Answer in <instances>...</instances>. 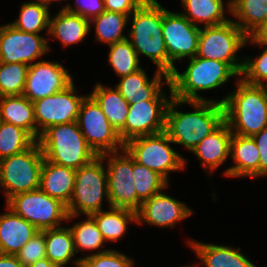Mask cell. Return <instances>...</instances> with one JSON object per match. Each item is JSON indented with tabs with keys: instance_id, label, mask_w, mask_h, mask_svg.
Segmentation results:
<instances>
[{
	"instance_id": "obj_41",
	"label": "cell",
	"mask_w": 267,
	"mask_h": 267,
	"mask_svg": "<svg viewBox=\"0 0 267 267\" xmlns=\"http://www.w3.org/2000/svg\"><path fill=\"white\" fill-rule=\"evenodd\" d=\"M24 267L46 257L44 230L38 231L16 254Z\"/></svg>"
},
{
	"instance_id": "obj_30",
	"label": "cell",
	"mask_w": 267,
	"mask_h": 267,
	"mask_svg": "<svg viewBox=\"0 0 267 267\" xmlns=\"http://www.w3.org/2000/svg\"><path fill=\"white\" fill-rule=\"evenodd\" d=\"M105 241L115 242L127 231L128 223H136V212L125 208L109 207L91 215Z\"/></svg>"
},
{
	"instance_id": "obj_39",
	"label": "cell",
	"mask_w": 267,
	"mask_h": 267,
	"mask_svg": "<svg viewBox=\"0 0 267 267\" xmlns=\"http://www.w3.org/2000/svg\"><path fill=\"white\" fill-rule=\"evenodd\" d=\"M81 267H133L134 261L114 249H102L91 255L80 257Z\"/></svg>"
},
{
	"instance_id": "obj_32",
	"label": "cell",
	"mask_w": 267,
	"mask_h": 267,
	"mask_svg": "<svg viewBox=\"0 0 267 267\" xmlns=\"http://www.w3.org/2000/svg\"><path fill=\"white\" fill-rule=\"evenodd\" d=\"M129 15L119 12L104 11L90 23L94 22L96 41L107 45L127 39L123 31L128 23Z\"/></svg>"
},
{
	"instance_id": "obj_48",
	"label": "cell",
	"mask_w": 267,
	"mask_h": 267,
	"mask_svg": "<svg viewBox=\"0 0 267 267\" xmlns=\"http://www.w3.org/2000/svg\"><path fill=\"white\" fill-rule=\"evenodd\" d=\"M54 1H63V0H36V2H39V3H41V4H44V5L47 6L48 8H50L49 5H50L52 2H54Z\"/></svg>"
},
{
	"instance_id": "obj_6",
	"label": "cell",
	"mask_w": 267,
	"mask_h": 267,
	"mask_svg": "<svg viewBox=\"0 0 267 267\" xmlns=\"http://www.w3.org/2000/svg\"><path fill=\"white\" fill-rule=\"evenodd\" d=\"M103 198L110 207L107 170L103 165V158L98 156L76 170L73 195L66 206L68 214L66 221H71L82 214L91 216L98 213L102 210Z\"/></svg>"
},
{
	"instance_id": "obj_18",
	"label": "cell",
	"mask_w": 267,
	"mask_h": 267,
	"mask_svg": "<svg viewBox=\"0 0 267 267\" xmlns=\"http://www.w3.org/2000/svg\"><path fill=\"white\" fill-rule=\"evenodd\" d=\"M192 209L185 203L159 192L141 203L136 212L138 224L147 223L157 227H174L181 220L191 216Z\"/></svg>"
},
{
	"instance_id": "obj_4",
	"label": "cell",
	"mask_w": 267,
	"mask_h": 267,
	"mask_svg": "<svg viewBox=\"0 0 267 267\" xmlns=\"http://www.w3.org/2000/svg\"><path fill=\"white\" fill-rule=\"evenodd\" d=\"M187 69L180 73L177 69L169 76L172 97L184 101H213L198 94L212 90L229 81L230 77L240 76L228 63L194 56L189 59Z\"/></svg>"
},
{
	"instance_id": "obj_42",
	"label": "cell",
	"mask_w": 267,
	"mask_h": 267,
	"mask_svg": "<svg viewBox=\"0 0 267 267\" xmlns=\"http://www.w3.org/2000/svg\"><path fill=\"white\" fill-rule=\"evenodd\" d=\"M75 5L76 8L67 3L60 9L78 14L88 21L105 11L104 0H76Z\"/></svg>"
},
{
	"instance_id": "obj_3",
	"label": "cell",
	"mask_w": 267,
	"mask_h": 267,
	"mask_svg": "<svg viewBox=\"0 0 267 267\" xmlns=\"http://www.w3.org/2000/svg\"><path fill=\"white\" fill-rule=\"evenodd\" d=\"M128 21L132 27L127 39L138 57L142 54L150 58L158 71L168 75V54L162 33L163 7L156 0H146Z\"/></svg>"
},
{
	"instance_id": "obj_33",
	"label": "cell",
	"mask_w": 267,
	"mask_h": 267,
	"mask_svg": "<svg viewBox=\"0 0 267 267\" xmlns=\"http://www.w3.org/2000/svg\"><path fill=\"white\" fill-rule=\"evenodd\" d=\"M20 15L15 22H11L16 29L25 33L39 34L45 28L49 34V8L36 1L24 2L20 7Z\"/></svg>"
},
{
	"instance_id": "obj_14",
	"label": "cell",
	"mask_w": 267,
	"mask_h": 267,
	"mask_svg": "<svg viewBox=\"0 0 267 267\" xmlns=\"http://www.w3.org/2000/svg\"><path fill=\"white\" fill-rule=\"evenodd\" d=\"M200 28L181 13L163 7L162 33L168 54V76L176 69L174 62L196 56Z\"/></svg>"
},
{
	"instance_id": "obj_26",
	"label": "cell",
	"mask_w": 267,
	"mask_h": 267,
	"mask_svg": "<svg viewBox=\"0 0 267 267\" xmlns=\"http://www.w3.org/2000/svg\"><path fill=\"white\" fill-rule=\"evenodd\" d=\"M0 118L26 130L36 140L34 104L24 95L0 97Z\"/></svg>"
},
{
	"instance_id": "obj_35",
	"label": "cell",
	"mask_w": 267,
	"mask_h": 267,
	"mask_svg": "<svg viewBox=\"0 0 267 267\" xmlns=\"http://www.w3.org/2000/svg\"><path fill=\"white\" fill-rule=\"evenodd\" d=\"M35 142L26 130L3 121L0 124V160L22 153Z\"/></svg>"
},
{
	"instance_id": "obj_37",
	"label": "cell",
	"mask_w": 267,
	"mask_h": 267,
	"mask_svg": "<svg viewBox=\"0 0 267 267\" xmlns=\"http://www.w3.org/2000/svg\"><path fill=\"white\" fill-rule=\"evenodd\" d=\"M29 65L0 62V97L23 95Z\"/></svg>"
},
{
	"instance_id": "obj_11",
	"label": "cell",
	"mask_w": 267,
	"mask_h": 267,
	"mask_svg": "<svg viewBox=\"0 0 267 267\" xmlns=\"http://www.w3.org/2000/svg\"><path fill=\"white\" fill-rule=\"evenodd\" d=\"M76 122L86 142L98 156L124 148L119 133L90 95L82 101Z\"/></svg>"
},
{
	"instance_id": "obj_36",
	"label": "cell",
	"mask_w": 267,
	"mask_h": 267,
	"mask_svg": "<svg viewBox=\"0 0 267 267\" xmlns=\"http://www.w3.org/2000/svg\"><path fill=\"white\" fill-rule=\"evenodd\" d=\"M108 63L119 78L141 69L139 57L128 39L109 45Z\"/></svg>"
},
{
	"instance_id": "obj_47",
	"label": "cell",
	"mask_w": 267,
	"mask_h": 267,
	"mask_svg": "<svg viewBox=\"0 0 267 267\" xmlns=\"http://www.w3.org/2000/svg\"><path fill=\"white\" fill-rule=\"evenodd\" d=\"M28 267H60L58 264L52 263L47 257L38 260L34 264L29 265Z\"/></svg>"
},
{
	"instance_id": "obj_17",
	"label": "cell",
	"mask_w": 267,
	"mask_h": 267,
	"mask_svg": "<svg viewBox=\"0 0 267 267\" xmlns=\"http://www.w3.org/2000/svg\"><path fill=\"white\" fill-rule=\"evenodd\" d=\"M73 81L60 62L35 61L29 65L23 95L34 102L65 89Z\"/></svg>"
},
{
	"instance_id": "obj_46",
	"label": "cell",
	"mask_w": 267,
	"mask_h": 267,
	"mask_svg": "<svg viewBox=\"0 0 267 267\" xmlns=\"http://www.w3.org/2000/svg\"><path fill=\"white\" fill-rule=\"evenodd\" d=\"M0 267H24L17 259L16 255H6L0 253Z\"/></svg>"
},
{
	"instance_id": "obj_27",
	"label": "cell",
	"mask_w": 267,
	"mask_h": 267,
	"mask_svg": "<svg viewBox=\"0 0 267 267\" xmlns=\"http://www.w3.org/2000/svg\"><path fill=\"white\" fill-rule=\"evenodd\" d=\"M89 95L100 106L115 130L119 132L125 126L129 102L123 98L116 87L112 89L101 83H97Z\"/></svg>"
},
{
	"instance_id": "obj_31",
	"label": "cell",
	"mask_w": 267,
	"mask_h": 267,
	"mask_svg": "<svg viewBox=\"0 0 267 267\" xmlns=\"http://www.w3.org/2000/svg\"><path fill=\"white\" fill-rule=\"evenodd\" d=\"M46 257L60 267L67 265L75 257L73 235L69 227L44 230Z\"/></svg>"
},
{
	"instance_id": "obj_45",
	"label": "cell",
	"mask_w": 267,
	"mask_h": 267,
	"mask_svg": "<svg viewBox=\"0 0 267 267\" xmlns=\"http://www.w3.org/2000/svg\"><path fill=\"white\" fill-rule=\"evenodd\" d=\"M246 42H251L255 45L267 46V19L247 38Z\"/></svg>"
},
{
	"instance_id": "obj_12",
	"label": "cell",
	"mask_w": 267,
	"mask_h": 267,
	"mask_svg": "<svg viewBox=\"0 0 267 267\" xmlns=\"http://www.w3.org/2000/svg\"><path fill=\"white\" fill-rule=\"evenodd\" d=\"M169 98L163 90L153 99L140 103H129V113L125 126L118 132L123 144L129 140L165 131L166 111L172 99V88Z\"/></svg>"
},
{
	"instance_id": "obj_44",
	"label": "cell",
	"mask_w": 267,
	"mask_h": 267,
	"mask_svg": "<svg viewBox=\"0 0 267 267\" xmlns=\"http://www.w3.org/2000/svg\"><path fill=\"white\" fill-rule=\"evenodd\" d=\"M252 137L260 153V177L267 176V126Z\"/></svg>"
},
{
	"instance_id": "obj_16",
	"label": "cell",
	"mask_w": 267,
	"mask_h": 267,
	"mask_svg": "<svg viewBox=\"0 0 267 267\" xmlns=\"http://www.w3.org/2000/svg\"><path fill=\"white\" fill-rule=\"evenodd\" d=\"M48 40L40 34L25 33L13 25L0 26V62L32 65L50 51Z\"/></svg>"
},
{
	"instance_id": "obj_13",
	"label": "cell",
	"mask_w": 267,
	"mask_h": 267,
	"mask_svg": "<svg viewBox=\"0 0 267 267\" xmlns=\"http://www.w3.org/2000/svg\"><path fill=\"white\" fill-rule=\"evenodd\" d=\"M100 156L103 161L108 160L106 170L110 207L125 208L137 212V191L132 173L133 157L125 148Z\"/></svg>"
},
{
	"instance_id": "obj_28",
	"label": "cell",
	"mask_w": 267,
	"mask_h": 267,
	"mask_svg": "<svg viewBox=\"0 0 267 267\" xmlns=\"http://www.w3.org/2000/svg\"><path fill=\"white\" fill-rule=\"evenodd\" d=\"M226 8L248 37L267 19V0H228Z\"/></svg>"
},
{
	"instance_id": "obj_43",
	"label": "cell",
	"mask_w": 267,
	"mask_h": 267,
	"mask_svg": "<svg viewBox=\"0 0 267 267\" xmlns=\"http://www.w3.org/2000/svg\"><path fill=\"white\" fill-rule=\"evenodd\" d=\"M146 0H104L105 11L131 15Z\"/></svg>"
},
{
	"instance_id": "obj_40",
	"label": "cell",
	"mask_w": 267,
	"mask_h": 267,
	"mask_svg": "<svg viewBox=\"0 0 267 267\" xmlns=\"http://www.w3.org/2000/svg\"><path fill=\"white\" fill-rule=\"evenodd\" d=\"M263 51L257 58H250L244 56V64L241 72V78L244 82L257 85L267 86V46H262ZM266 82V83H265Z\"/></svg>"
},
{
	"instance_id": "obj_21",
	"label": "cell",
	"mask_w": 267,
	"mask_h": 267,
	"mask_svg": "<svg viewBox=\"0 0 267 267\" xmlns=\"http://www.w3.org/2000/svg\"><path fill=\"white\" fill-rule=\"evenodd\" d=\"M169 83V76L156 69L155 75L150 80L143 68L127 76L121 77L116 88L129 103H140L153 100L163 89L162 80Z\"/></svg>"
},
{
	"instance_id": "obj_23",
	"label": "cell",
	"mask_w": 267,
	"mask_h": 267,
	"mask_svg": "<svg viewBox=\"0 0 267 267\" xmlns=\"http://www.w3.org/2000/svg\"><path fill=\"white\" fill-rule=\"evenodd\" d=\"M75 176V169L44 159L39 189L67 206L73 195Z\"/></svg>"
},
{
	"instance_id": "obj_38",
	"label": "cell",
	"mask_w": 267,
	"mask_h": 267,
	"mask_svg": "<svg viewBox=\"0 0 267 267\" xmlns=\"http://www.w3.org/2000/svg\"><path fill=\"white\" fill-rule=\"evenodd\" d=\"M86 220L76 222L73 227H69L74 242L75 252H82L86 250L100 249L106 241L104 240L101 232L94 218L90 215L86 216ZM82 250V251H81Z\"/></svg>"
},
{
	"instance_id": "obj_15",
	"label": "cell",
	"mask_w": 267,
	"mask_h": 267,
	"mask_svg": "<svg viewBox=\"0 0 267 267\" xmlns=\"http://www.w3.org/2000/svg\"><path fill=\"white\" fill-rule=\"evenodd\" d=\"M86 95H77L74 81L65 89L34 101L36 141L49 127L77 121L80 106Z\"/></svg>"
},
{
	"instance_id": "obj_24",
	"label": "cell",
	"mask_w": 267,
	"mask_h": 267,
	"mask_svg": "<svg viewBox=\"0 0 267 267\" xmlns=\"http://www.w3.org/2000/svg\"><path fill=\"white\" fill-rule=\"evenodd\" d=\"M191 249L205 267H256L240 248L188 240Z\"/></svg>"
},
{
	"instance_id": "obj_5",
	"label": "cell",
	"mask_w": 267,
	"mask_h": 267,
	"mask_svg": "<svg viewBox=\"0 0 267 267\" xmlns=\"http://www.w3.org/2000/svg\"><path fill=\"white\" fill-rule=\"evenodd\" d=\"M38 143L44 159L75 170L98 157L86 142L76 121L49 127L40 135Z\"/></svg>"
},
{
	"instance_id": "obj_20",
	"label": "cell",
	"mask_w": 267,
	"mask_h": 267,
	"mask_svg": "<svg viewBox=\"0 0 267 267\" xmlns=\"http://www.w3.org/2000/svg\"><path fill=\"white\" fill-rule=\"evenodd\" d=\"M230 156L235 165L224 171L227 177H260V153L253 137L232 134Z\"/></svg>"
},
{
	"instance_id": "obj_8",
	"label": "cell",
	"mask_w": 267,
	"mask_h": 267,
	"mask_svg": "<svg viewBox=\"0 0 267 267\" xmlns=\"http://www.w3.org/2000/svg\"><path fill=\"white\" fill-rule=\"evenodd\" d=\"M247 38L231 19L223 24L200 28L196 56L228 63L241 76L244 59L239 62L236 53L247 45Z\"/></svg>"
},
{
	"instance_id": "obj_34",
	"label": "cell",
	"mask_w": 267,
	"mask_h": 267,
	"mask_svg": "<svg viewBox=\"0 0 267 267\" xmlns=\"http://www.w3.org/2000/svg\"><path fill=\"white\" fill-rule=\"evenodd\" d=\"M132 173L135 183V189L137 191L138 211L142 202L148 200L155 194H158L162 190L166 189L168 186V182L156 171H153L147 168L146 166L140 165L135 162L134 158Z\"/></svg>"
},
{
	"instance_id": "obj_7",
	"label": "cell",
	"mask_w": 267,
	"mask_h": 267,
	"mask_svg": "<svg viewBox=\"0 0 267 267\" xmlns=\"http://www.w3.org/2000/svg\"><path fill=\"white\" fill-rule=\"evenodd\" d=\"M43 161L38 141L22 153L0 160V187L6 201L16 194L39 189Z\"/></svg>"
},
{
	"instance_id": "obj_22",
	"label": "cell",
	"mask_w": 267,
	"mask_h": 267,
	"mask_svg": "<svg viewBox=\"0 0 267 267\" xmlns=\"http://www.w3.org/2000/svg\"><path fill=\"white\" fill-rule=\"evenodd\" d=\"M6 208L8 212L0 214V253L16 255L39 230L7 205Z\"/></svg>"
},
{
	"instance_id": "obj_9",
	"label": "cell",
	"mask_w": 267,
	"mask_h": 267,
	"mask_svg": "<svg viewBox=\"0 0 267 267\" xmlns=\"http://www.w3.org/2000/svg\"><path fill=\"white\" fill-rule=\"evenodd\" d=\"M169 144L173 142L165 131L129 140L124 148L135 162L156 171L167 182L171 171L186 167V159Z\"/></svg>"
},
{
	"instance_id": "obj_19",
	"label": "cell",
	"mask_w": 267,
	"mask_h": 267,
	"mask_svg": "<svg viewBox=\"0 0 267 267\" xmlns=\"http://www.w3.org/2000/svg\"><path fill=\"white\" fill-rule=\"evenodd\" d=\"M232 134L229 125L224 120L192 151L200 160L207 174L216 170L230 156Z\"/></svg>"
},
{
	"instance_id": "obj_10",
	"label": "cell",
	"mask_w": 267,
	"mask_h": 267,
	"mask_svg": "<svg viewBox=\"0 0 267 267\" xmlns=\"http://www.w3.org/2000/svg\"><path fill=\"white\" fill-rule=\"evenodd\" d=\"M6 205L39 231L61 227L68 216L65 204L40 189L16 194Z\"/></svg>"
},
{
	"instance_id": "obj_2",
	"label": "cell",
	"mask_w": 267,
	"mask_h": 267,
	"mask_svg": "<svg viewBox=\"0 0 267 267\" xmlns=\"http://www.w3.org/2000/svg\"><path fill=\"white\" fill-rule=\"evenodd\" d=\"M218 103L224 106V120L233 134L252 137L267 126V86L239 78L236 90Z\"/></svg>"
},
{
	"instance_id": "obj_29",
	"label": "cell",
	"mask_w": 267,
	"mask_h": 267,
	"mask_svg": "<svg viewBox=\"0 0 267 267\" xmlns=\"http://www.w3.org/2000/svg\"><path fill=\"white\" fill-rule=\"evenodd\" d=\"M184 15L192 24L200 27L223 24L230 19L225 16L223 0H181ZM200 23V24H199Z\"/></svg>"
},
{
	"instance_id": "obj_49",
	"label": "cell",
	"mask_w": 267,
	"mask_h": 267,
	"mask_svg": "<svg viewBox=\"0 0 267 267\" xmlns=\"http://www.w3.org/2000/svg\"><path fill=\"white\" fill-rule=\"evenodd\" d=\"M81 260L80 259H75L74 260V264L76 265V267H81L80 266Z\"/></svg>"
},
{
	"instance_id": "obj_25",
	"label": "cell",
	"mask_w": 267,
	"mask_h": 267,
	"mask_svg": "<svg viewBox=\"0 0 267 267\" xmlns=\"http://www.w3.org/2000/svg\"><path fill=\"white\" fill-rule=\"evenodd\" d=\"M90 21L78 14L60 9L56 16H50L49 36L57 38L63 47L82 42L91 30Z\"/></svg>"
},
{
	"instance_id": "obj_1",
	"label": "cell",
	"mask_w": 267,
	"mask_h": 267,
	"mask_svg": "<svg viewBox=\"0 0 267 267\" xmlns=\"http://www.w3.org/2000/svg\"><path fill=\"white\" fill-rule=\"evenodd\" d=\"M184 104H189L195 111L185 113L176 109ZM223 121L222 104L213 101H184L172 97L166 111L165 132L174 144L183 145L192 152Z\"/></svg>"
}]
</instances>
